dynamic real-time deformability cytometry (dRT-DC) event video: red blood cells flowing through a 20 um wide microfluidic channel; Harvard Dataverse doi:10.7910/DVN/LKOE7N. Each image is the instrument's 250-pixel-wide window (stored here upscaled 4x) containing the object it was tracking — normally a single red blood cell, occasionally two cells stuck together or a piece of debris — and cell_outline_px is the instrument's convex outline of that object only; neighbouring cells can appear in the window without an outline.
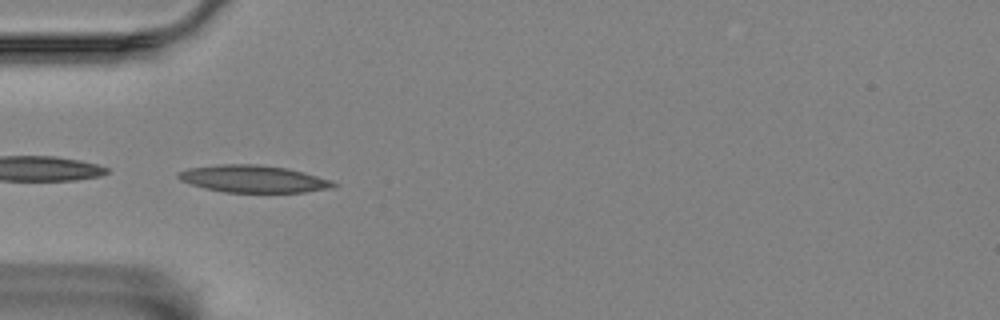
{"species": "Egyptian fruit bat (a non-hibernating species)", "species_latin": "Rousettus aegyptiacus", "temperature_condition": "room temperature", "stored_images_in_passage": 43, "camera_frame_rate_fps": 3000, "um_per_image_px": 0.085, "animal": {"sex": "female"}, "frame": {"image": 1, "passage_image": 3, "time_ms": 0.667, "image_size_px": [1000, 320], "cell_outline_px": [[340, 184], [332, 188], [304, 192], [224, 192], [204, 188], [180, 180], [176, 176], [176, 172], [188, 168], [220, 164], [256, 164], [288, 168], [304, 172], [332, 180]], "centroid_in_image_um": [21.54, 15.2], "position_along_channel_um": 63.5, "area_um2": 24.74}}
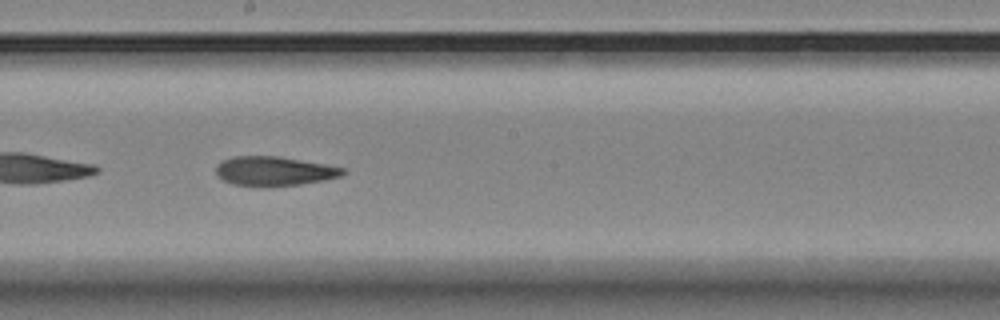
{"frame": {"image": 2, "passage_image": 17, "time_ms": 5.333, "image_size_px": [1000, 320], "cell_outline_px": [[348, 172], [340, 176], [324, 180], [300, 184], [264, 188], [256, 188], [232, 184], [224, 180], [216, 172], [216, 168], [224, 160], [236, 156], [276, 156], [324, 164], [344, 168]], "centroid_in_image_um": [23.32, 14.58], "position_along_channel_um": 224.9, "area_um2": 21.73}}
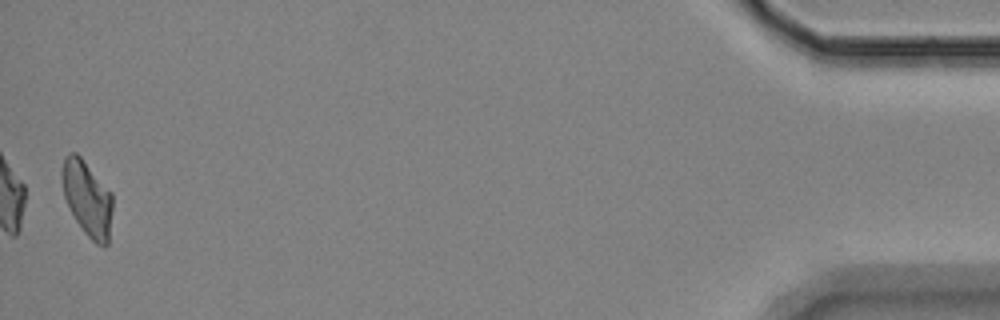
{"frame": {"image": 3, "passage_image": 42, "time_ms": 13.667, "image_size_px": [1000, 320], "cell_outline_px": [[112, 208], [108, 244], [104, 248], [96, 244], [84, 232], [76, 220], [64, 196], [60, 176], [60, 172], [64, 156], [68, 152], [76, 152], [80, 156], [112, 192]], "centroid_in_image_um": [7.41, 16.84], "position_along_channel_um": 427.8, "area_um2": 22.31}, "authors_computed_cell_mechanics": {"area_um2": 22.3108, "velocity_mm_per_s": 3.4735, "shape_relaxation_time_tau1_ms": null, "shape_relaxation_time_tau2_ms": 2.999, "deformation_change_tau1": null, "deformation_change_tau2": 0.1088}}